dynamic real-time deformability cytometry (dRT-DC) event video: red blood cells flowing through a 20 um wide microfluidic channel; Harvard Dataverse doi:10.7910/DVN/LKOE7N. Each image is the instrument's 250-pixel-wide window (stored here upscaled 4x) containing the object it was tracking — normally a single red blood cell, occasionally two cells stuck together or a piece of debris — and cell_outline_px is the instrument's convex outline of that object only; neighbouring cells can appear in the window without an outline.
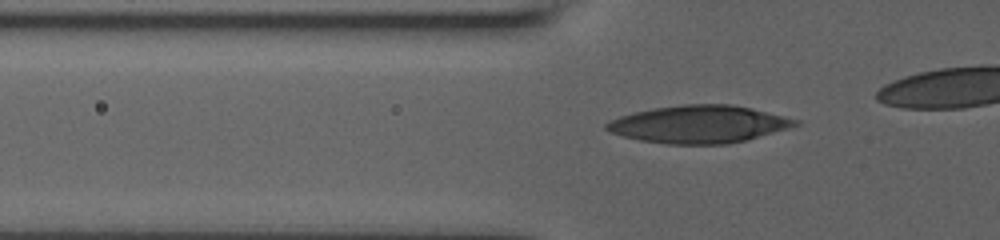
{"species": "human", "species_latin": "Homo sapiens", "temperature_condition": "room temperature", "stored_images_in_passage": 14, "segment_of_instrument_passage": [1, 2], "camera_frame_rate_fps": 3000, "um_per_image_px": 0.085, "donor": {"sex": "male"}, "frame": {"image": 1, "passage_image": 3, "time_ms": 0.667, "image_size_px": [1000, 240], "cell_outline_px": [[800, 124], [788, 128], [744, 140], [728, 144], [664, 144], [640, 140], [624, 136], [612, 132], [604, 128], [604, 124], [620, 116], [652, 108], [684, 104], [732, 104], [752, 108], [800, 120]], "centroid_in_image_um": [59.41, 10.55], "position_along_channel_um": 66.4, "area_um2": 41.04}}
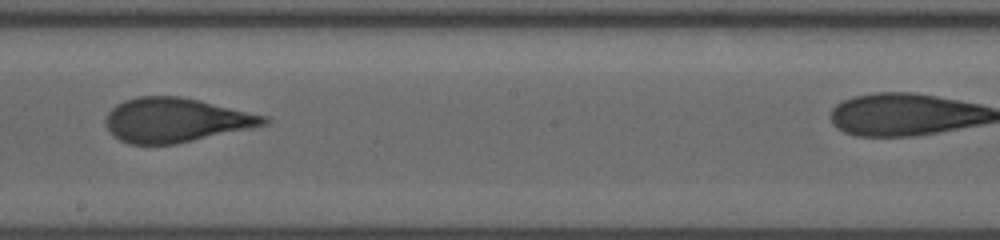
{"frame": {"image": 2, "passage_image": 10, "time_ms": 5.0, "image_size_px": [1000, 240], "cell_outline_px": [[272, 120], [268, 124], [176, 144], [128, 144], [112, 136], [104, 120], [108, 112], [116, 104], [124, 100], [136, 96], [180, 96], [200, 100], [268, 116]], "centroid_in_image_um": [14.93, 10.2], "position_along_channel_um": 233.3, "area_um2": 40.98}}
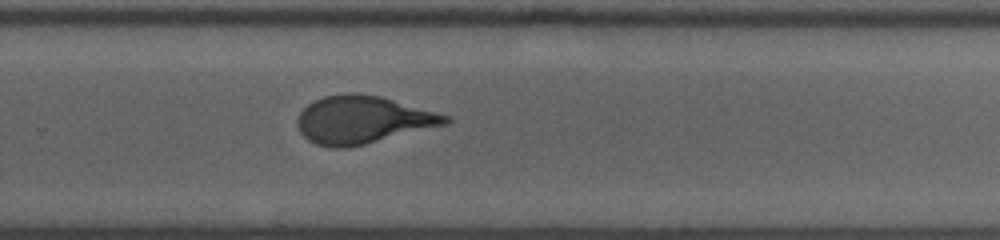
{"frame": {"image": 3, "passage_image": 13, "time_ms": 6.667, "image_size_px": [1000, 240], "cell_outline_px": [[452, 120], [448, 124], [348, 148], [328, 148], [316, 144], [308, 140], [300, 132], [296, 124], [296, 120], [300, 112], [308, 104], [324, 96], [352, 92], [380, 96], [452, 116]], "centroid_in_image_um": [30.84, 10.19], "position_along_channel_um": 299.0, "area_um2": 41.27}}